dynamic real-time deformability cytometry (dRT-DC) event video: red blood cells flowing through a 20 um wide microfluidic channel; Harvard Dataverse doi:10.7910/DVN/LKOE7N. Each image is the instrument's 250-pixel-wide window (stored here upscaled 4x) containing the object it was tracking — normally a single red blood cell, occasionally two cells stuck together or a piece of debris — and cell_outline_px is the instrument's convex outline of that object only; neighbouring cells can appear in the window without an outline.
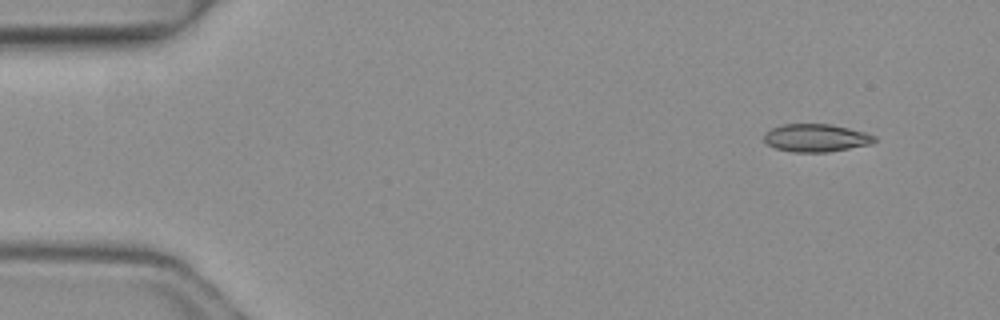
{"species": "common noctule bat (a hibernating species)", "species_latin": "Nyctalus noctula", "temperature_condition": "warm", "stored_images_in_passage": 6, "camera_frame_rate_fps": 3000, "um_per_image_px": 0.085, "animal": {"sex": "female", "body_mass_g": 19.3, "forearm_length_mm": 54.1}, "frame": {"image": 1, "passage_image": 2, "time_ms": 0.333, "image_size_px": [1000, 320], "cell_outline_px": [[876, 140], [872, 144], [828, 152], [792, 152], [776, 148], [768, 144], [764, 140], [764, 132], [772, 128], [784, 124], [832, 124], [864, 132], [876, 136]], "centroid_in_image_um": [69.37, 11.72], "position_along_channel_um": 15.6, "area_um2": 17.92}}
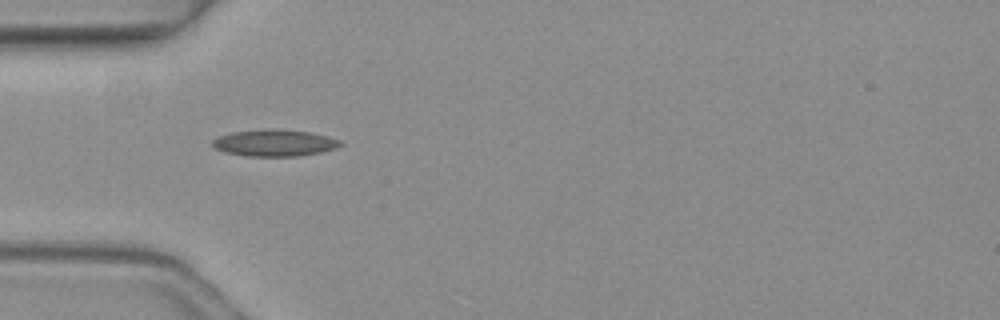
{"frame": {"image": 2, "passage_image": 5, "time_ms": 1.333, "image_size_px": [1000, 320], "cell_outline_px": [[344, 144], [336, 148], [320, 152], [300, 156], [248, 156], [224, 152], [212, 148], [212, 140], [216, 136], [232, 132], [272, 128], [312, 132], [328, 136], [340, 140]], "centroid_in_image_um": [23.31, 12.14], "position_along_channel_um": 61.7, "area_um2": 20.17}}
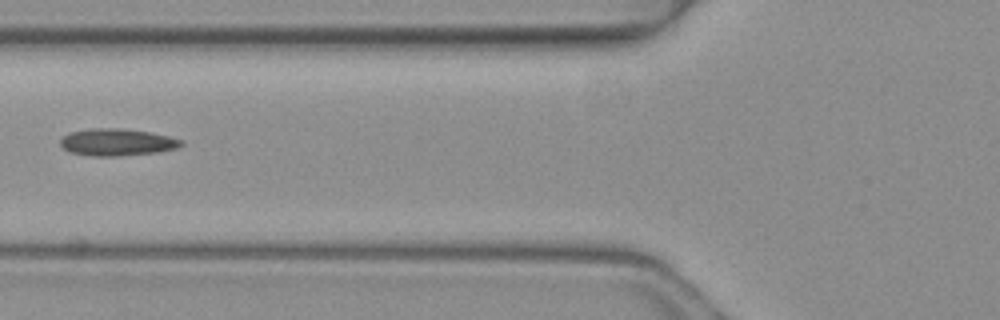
{"frame": {"image": 3, "passage_image": 6, "time_ms": 1.667, "image_size_px": [1000, 320], "cell_outline_px": [[184, 144], [176, 148], [160, 152], [120, 156], [92, 156], [68, 152], [60, 144], [60, 140], [68, 132], [92, 128], [116, 128], [148, 132], [168, 136], [184, 140]], "centroid_in_image_um": [9.94, 12.09], "position_along_channel_um": 115.9, "area_um2": 19.13}}